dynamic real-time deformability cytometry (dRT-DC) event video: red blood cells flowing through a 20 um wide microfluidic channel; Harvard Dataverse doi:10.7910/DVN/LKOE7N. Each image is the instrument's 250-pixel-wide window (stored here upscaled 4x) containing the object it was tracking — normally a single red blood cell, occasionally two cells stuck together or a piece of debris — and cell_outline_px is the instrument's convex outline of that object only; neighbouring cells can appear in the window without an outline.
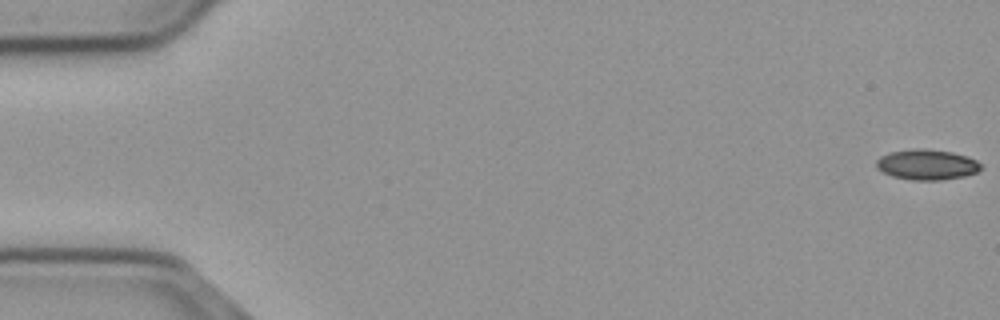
{"species": "common noctule bat (a hibernating species)", "species_latin": "Nyctalus noctula", "temperature_condition": "cold", "stored_images_in_passage": 56, "camera_frame_rate_fps": 3000, "um_per_image_px": 0.085, "animal": {"sex": "male", "body_mass_g": 23.1, "forearm_length_mm": 52.7}, "frame": {"image": 1, "passage_image": 1, "time_ms": 0.0, "image_size_px": [1000, 320], "cell_outline_px": [[980, 168], [976, 172], [964, 176], [940, 180], [912, 180], [892, 176], [876, 168], [876, 160], [880, 156], [888, 152], [912, 148], [924, 148], [952, 152], [968, 156], [976, 160], [980, 164]], "centroid_in_image_um": [78.74, 13.97], "position_along_channel_um": 6.3, "area_um2": 18.61}}
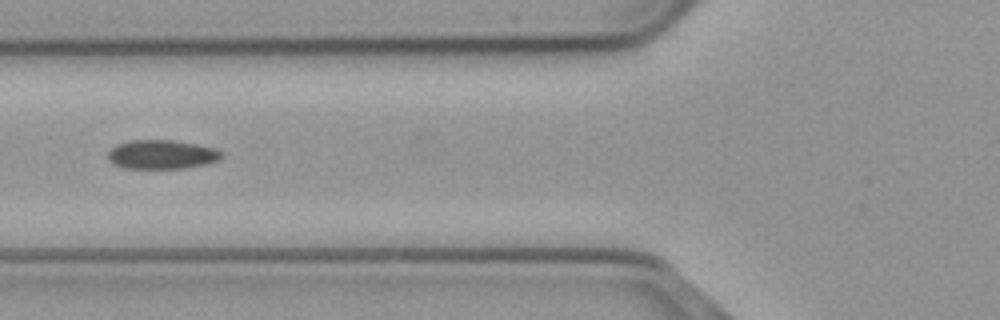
{"frame": {"image": 2, "passage_image": 22, "time_ms": 7.0, "image_size_px": [1000, 320], "cell_outline_px": [[224, 156], [208, 164], [184, 168], [124, 168], [112, 164], [108, 160], [108, 152], [116, 144], [132, 140], [172, 140], [212, 148], [220, 152]], "centroid_in_image_um": [13.69, 13.14], "position_along_channel_um": 112.1, "area_um2": 19.02}}
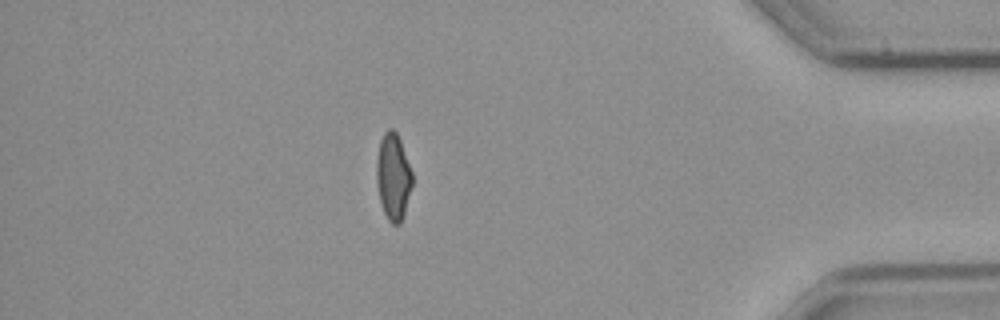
{"frame": {"image": 3, "passage_image": 49, "time_ms": 16.0, "image_size_px": [1000, 320], "cell_outline_px": [[412, 184], [404, 212], [400, 224], [392, 224], [388, 220], [384, 212], [380, 200], [376, 180], [376, 160], [380, 140], [384, 132], [388, 128], [392, 128], [396, 132], [400, 140], [412, 172]], "centroid_in_image_um": [33.4, 14.99], "position_along_channel_um": 401.8, "area_um2": 17.86}, "authors_computed_cell_mechanics": {"area_um2": 18.6694, "velocity_mm_per_s": 3.6984, "shape_relaxation_time_tau1_ms": null, "shape_relaxation_time_tau2_ms": 2.8044, "deformation_change_tau1": null, "deformation_change_tau2": 0.0669}}